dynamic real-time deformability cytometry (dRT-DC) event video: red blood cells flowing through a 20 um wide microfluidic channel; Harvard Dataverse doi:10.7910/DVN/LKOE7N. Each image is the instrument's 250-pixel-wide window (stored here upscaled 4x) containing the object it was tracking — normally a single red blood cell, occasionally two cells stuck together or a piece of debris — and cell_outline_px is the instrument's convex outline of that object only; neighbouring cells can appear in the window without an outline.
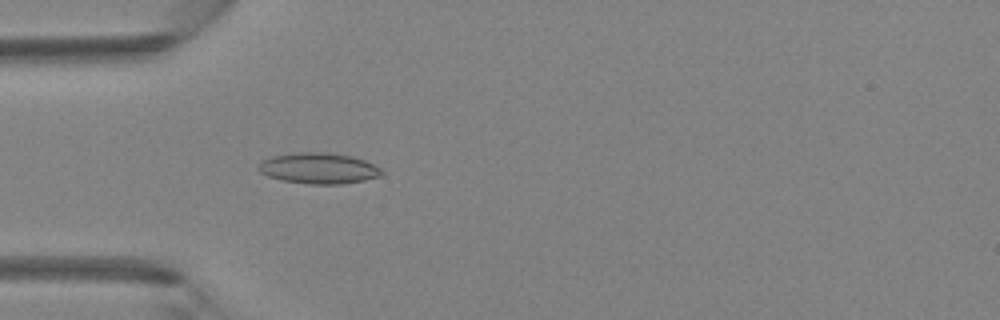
{"species": "Egyptian fruit bat (a non-hibernating species)", "species_latin": "Rousettus aegyptiacus", "temperature_condition": "room temperature", "stored_images_in_passage": 4, "camera_frame_rate_fps": 3000, "um_per_image_px": 0.085, "animal": {"sex": "female"}, "frame": {"image": 1, "passage_image": 4, "time_ms": 1.0, "image_size_px": [1000, 320], "cell_outline_px": [[384, 172], [380, 176], [364, 180], [340, 184], [308, 184], [284, 180], [268, 176], [260, 172], [256, 168], [260, 160], [272, 156], [296, 152], [324, 152], [352, 156], [364, 160], [380, 168]], "centroid_in_image_um": [27.05, 14.29], "position_along_channel_um": 58.0, "area_um2": 22.2}}